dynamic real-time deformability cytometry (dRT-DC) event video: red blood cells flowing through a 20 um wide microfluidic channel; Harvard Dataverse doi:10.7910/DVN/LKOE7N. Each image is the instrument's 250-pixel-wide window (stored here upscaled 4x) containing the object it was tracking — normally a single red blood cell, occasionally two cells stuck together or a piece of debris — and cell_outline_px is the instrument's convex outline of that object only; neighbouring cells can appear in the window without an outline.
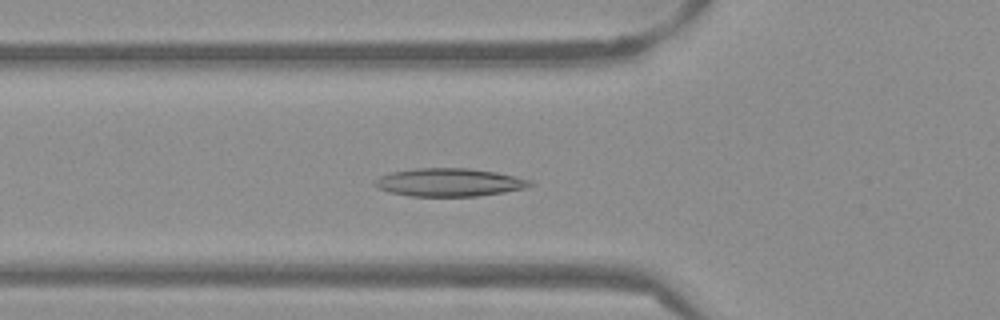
{"species": "Egyptian fruit bat (a non-hibernating species)", "species_latin": "Rousettus aegyptiacus", "temperature_condition": "warm", "stored_images_in_passage": 43, "camera_frame_rate_fps": 3000, "um_per_image_px": 0.085, "frame": {"image": 1, "passage_image": 9, "time_ms": 2.667, "image_size_px": [1000, 320], "cell_outline_px": [[532, 184], [524, 188], [504, 192], [476, 196], [408, 196], [388, 192], [376, 188], [372, 184], [372, 180], [380, 176], [392, 172], [416, 168], [468, 168], [496, 172], [532, 180]], "centroid_in_image_um": [38.11, 15.5], "position_along_channel_um": 87.7, "area_um2": 25.49}}
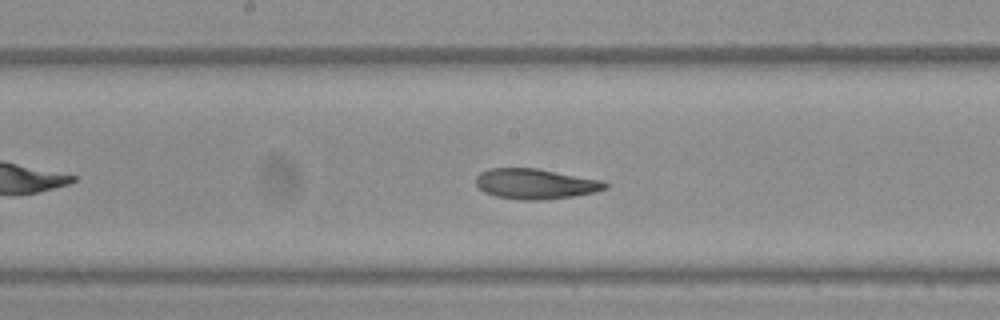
{"frame": {"image": 2, "passage_image": 18, "time_ms": 5.667, "image_size_px": [1000, 320], "cell_outline_px": [[608, 188], [596, 192], [572, 196], [544, 200], [520, 200], [496, 196], [484, 192], [476, 184], [476, 176], [480, 172], [488, 168], [536, 168], [604, 180], [608, 184]], "centroid_in_image_um": [45.53, 15.62], "position_along_channel_um": 202.7, "area_um2": 23.0}}
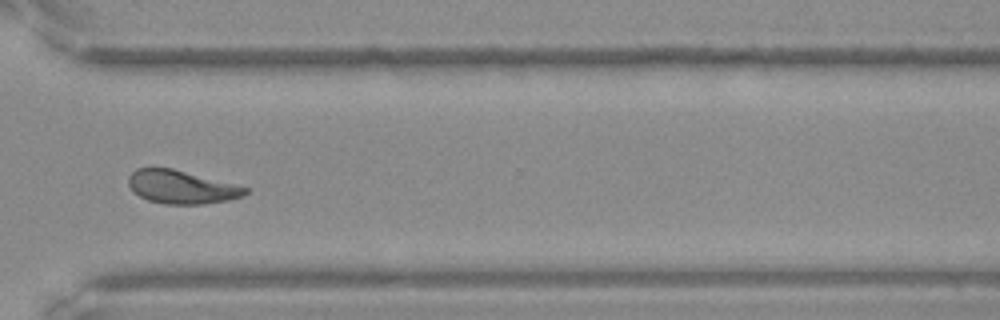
{"frame": {"image": 3, "passage_image": 30, "time_ms": 9.667, "image_size_px": [1000, 320], "cell_outline_px": [[248, 192], [244, 196], [228, 200], [204, 204], [164, 204], [148, 200], [132, 192], [128, 184], [128, 176], [136, 168], [172, 168], [248, 188]], "centroid_in_image_um": [15.38, 15.9], "position_along_channel_um": 355.2, "area_um2": 22.54}, "authors_computed_cell_mechanics": {"area_um2": 23.0622, "velocity_mm_per_s": 3.8135, "shape_relaxation_time_tau1_ms": null, "shape_relaxation_time_tau2_ms": 2.8968, "deformation_change_tau1": null, "deformation_change_tau2": 0.0937}}